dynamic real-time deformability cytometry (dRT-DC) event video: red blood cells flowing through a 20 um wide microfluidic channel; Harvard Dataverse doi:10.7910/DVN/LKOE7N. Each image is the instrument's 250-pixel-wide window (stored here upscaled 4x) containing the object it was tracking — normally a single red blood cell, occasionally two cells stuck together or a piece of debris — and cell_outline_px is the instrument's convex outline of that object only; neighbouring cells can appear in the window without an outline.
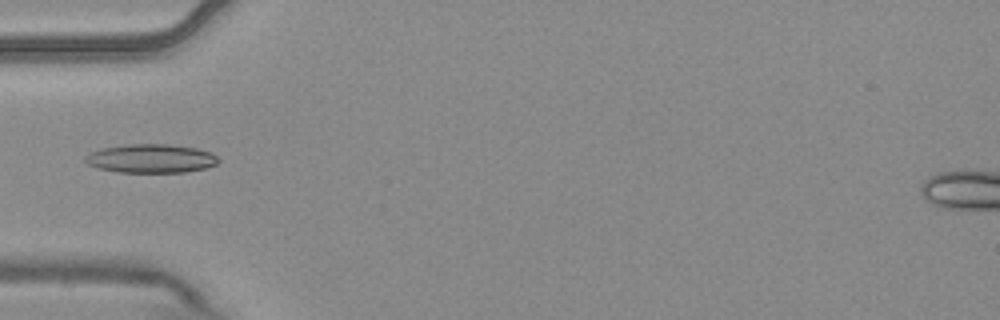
{"species": "common noctule bat (a hibernating species)", "species_latin": "Nyctalus noctula", "temperature_condition": "warm", "stored_images_in_passage": 7, "camera_frame_rate_fps": 3000, "um_per_image_px": 0.085, "animal": {"sex": "male", "body_mass_g": 20.4}, "frame": {"image": 1, "passage_image": 5, "time_ms": 1.333, "image_size_px": [1000, 320], "cell_outline_px": [[220, 160], [216, 164], [204, 168], [184, 172], [116, 172], [96, 168], [88, 164], [84, 160], [84, 156], [88, 152], [100, 148], [124, 144], [168, 144], [196, 148], [212, 152]], "centroid_in_image_um": [12.77, 13.46], "position_along_channel_um": 72.2, "area_um2": 22.54}}
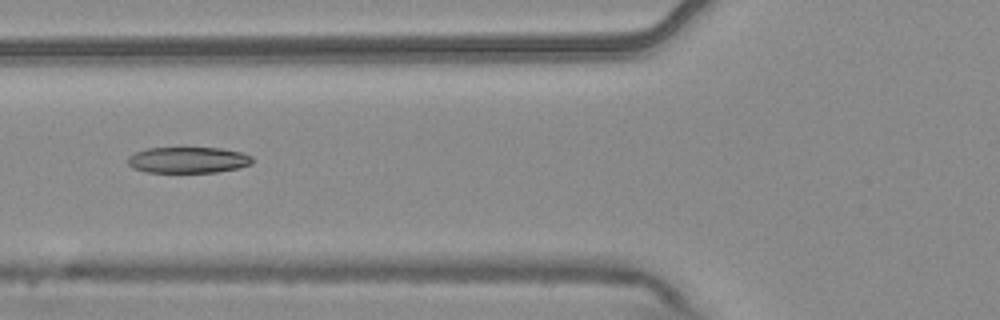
{"frame": {"image": 2, "passage_image": 6, "time_ms": 1.667, "image_size_px": [1000, 320], "cell_outline_px": [[252, 164], [236, 168], [216, 172], [148, 172], [132, 168], [128, 164], [128, 156], [136, 152], [148, 148], [220, 148], [240, 152], [252, 156]], "centroid_in_image_um": [15.97, 13.6], "position_along_channel_um": 109.8, "area_um2": 18.79}}
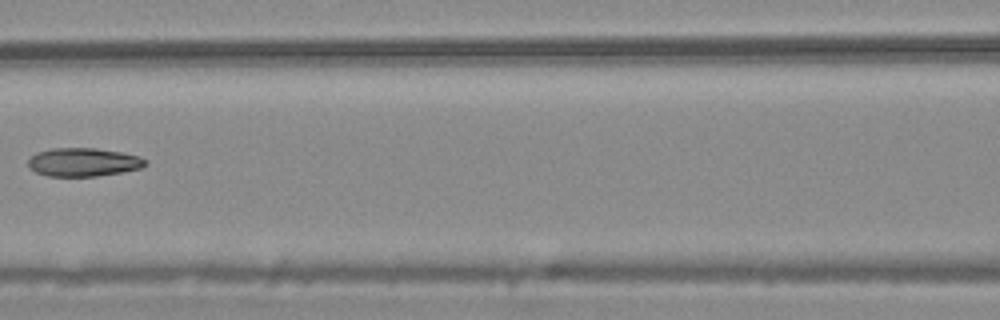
{"frame": {"image": 3, "passage_image": 7, "time_ms": 2.0, "image_size_px": [1000, 320], "cell_outline_px": [[148, 164], [140, 168], [124, 172], [96, 176], [48, 176], [36, 172], [28, 164], [28, 160], [36, 152], [52, 148], [96, 148], [120, 152], [140, 156], [148, 160]], "centroid_in_image_um": [7.13, 13.78], "position_along_channel_um": 159.5, "area_um2": 19.48}}